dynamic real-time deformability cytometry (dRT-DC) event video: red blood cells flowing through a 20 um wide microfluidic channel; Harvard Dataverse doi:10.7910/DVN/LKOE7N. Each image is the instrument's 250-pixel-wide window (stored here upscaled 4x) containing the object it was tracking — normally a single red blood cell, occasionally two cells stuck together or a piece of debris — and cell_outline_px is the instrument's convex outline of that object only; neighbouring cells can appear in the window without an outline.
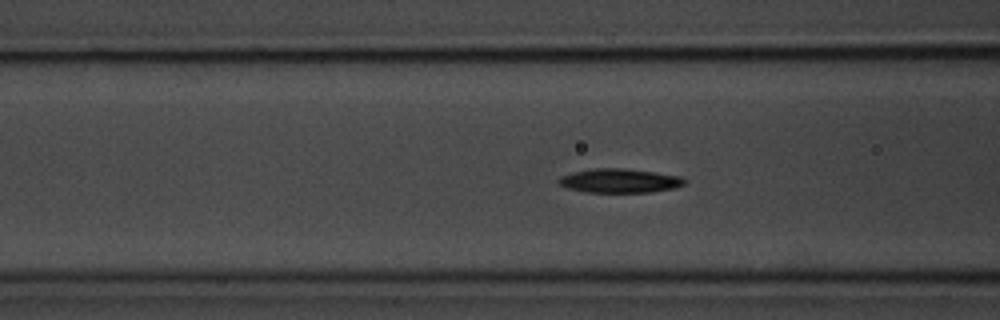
{"species": "common noctule bat (a hibernating species)", "species_latin": "Nyctalus noctula", "temperature_condition": "room temperature", "stored_images_in_passage": 40, "camera_frame_rate_fps": 3000, "um_per_image_px": 0.085, "animal": {"sex": "male", "body_mass_g": 20.1, "forearm_length_mm": 53.5}, "frame": {"image": 1, "passage_image": 5, "time_ms": 1.333, "image_size_px": [1000, 320], "cell_outline_px": [[684, 184], [676, 188], [652, 192], [584, 192], [568, 188], [556, 184], [556, 180], [560, 176], [572, 172], [592, 168], [624, 168], [656, 172], [680, 176], [684, 180]], "centroid_in_image_um": [52.61, 15.36], "position_along_channel_um": 114.0, "area_um2": 17.86}}
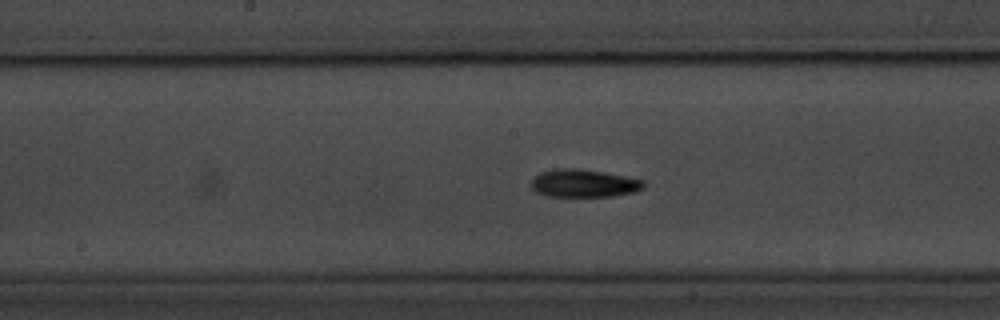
{"frame": {"image": 2, "passage_image": 12, "time_ms": 3.667, "image_size_px": [1000, 320], "cell_outline_px": [[644, 188], [632, 192], [612, 196], [548, 196], [536, 192], [528, 184], [532, 176], [540, 172], [552, 168], [580, 168], [604, 172], [644, 180]], "centroid_in_image_um": [49.53, 15.56], "position_along_channel_um": 198.7, "area_um2": 18.5}}
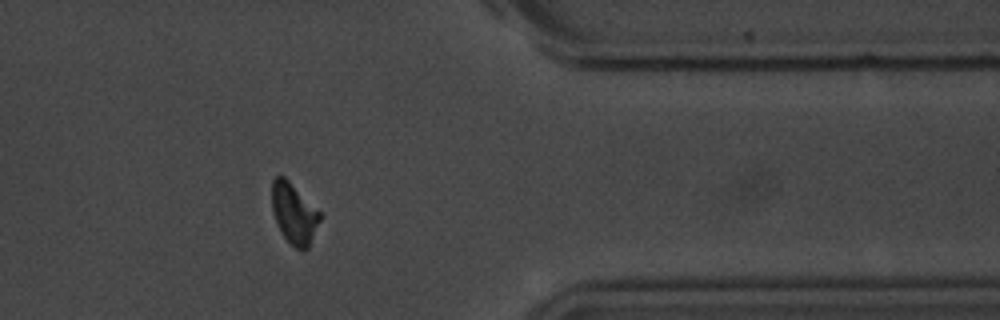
{"frame": {"image": 3, "passage_image": 29, "time_ms": 9.333, "image_size_px": [1000, 320], "cell_outline_px": [[320, 220], [308, 248], [304, 252], [296, 248], [280, 232], [272, 208], [272, 180], [276, 176], [284, 176], [320, 212]], "centroid_in_image_um": [24.98, 18.15], "position_along_channel_um": 386.4, "area_um2": 16.65}, "authors_computed_cell_mechanics": {"area_um2": 17.5423, "velocity_mm_per_s": 3.6228, "shape_relaxation_time_tau1_ms": 2.6345, "shape_relaxation_time_tau2_ms": null, "deformation_change_tau1": 0.1109, "deformation_change_tau2": null}}